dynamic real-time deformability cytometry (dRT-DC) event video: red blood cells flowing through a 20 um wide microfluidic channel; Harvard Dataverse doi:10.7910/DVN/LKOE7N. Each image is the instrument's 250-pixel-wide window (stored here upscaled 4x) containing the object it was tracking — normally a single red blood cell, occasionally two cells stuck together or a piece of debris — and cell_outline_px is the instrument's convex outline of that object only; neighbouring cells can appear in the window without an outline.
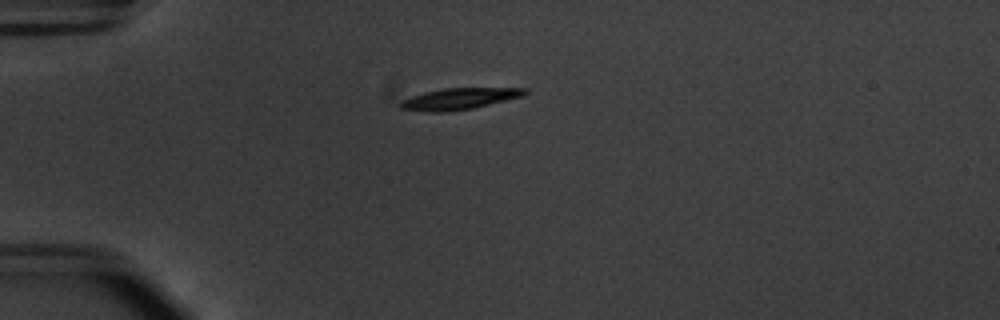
{"species": "common noctule bat (a hibernating species)", "species_latin": "Nyctalus noctula", "temperature_condition": "warm", "stored_images_in_passage": 44, "camera_frame_rate_fps": 3000, "um_per_image_px": 0.085, "animal": {"sex": "male", "body_mass_g": 20.1, "forearm_length_mm": 53.5}, "frame": {"image": 1, "passage_image": 5, "time_ms": 1.333, "image_size_px": [1000, 320], "cell_outline_px": [[528, 92], [524, 96], [472, 108], [448, 112], [432, 112], [400, 108], [400, 100], [424, 92], [444, 88], [528, 88]], "centroid_in_image_um": [39.05, 8.39], "position_along_channel_um": 45.9, "area_um2": 15.43}}
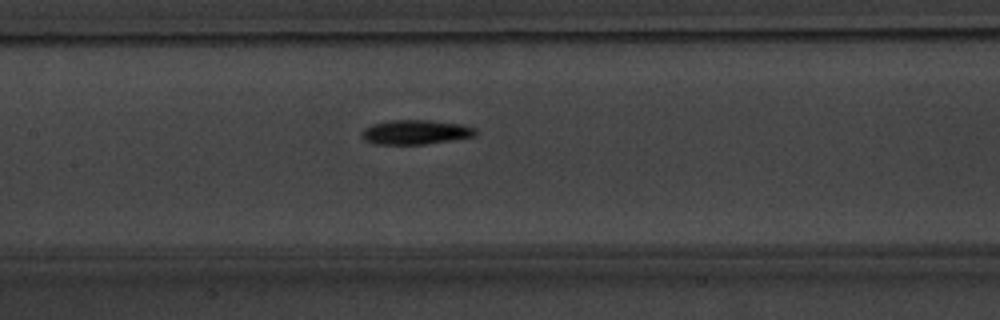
{"frame": {"image": 2, "passage_image": 17, "time_ms": 5.333, "image_size_px": [1000, 320], "cell_outline_px": [[476, 136], [452, 140], [424, 144], [372, 144], [364, 140], [360, 136], [360, 132], [364, 128], [372, 124], [388, 120], [432, 120], [464, 124], [476, 128]], "centroid_in_image_um": [35.3, 11.22], "position_along_channel_um": 172.1, "area_um2": 16.53}}
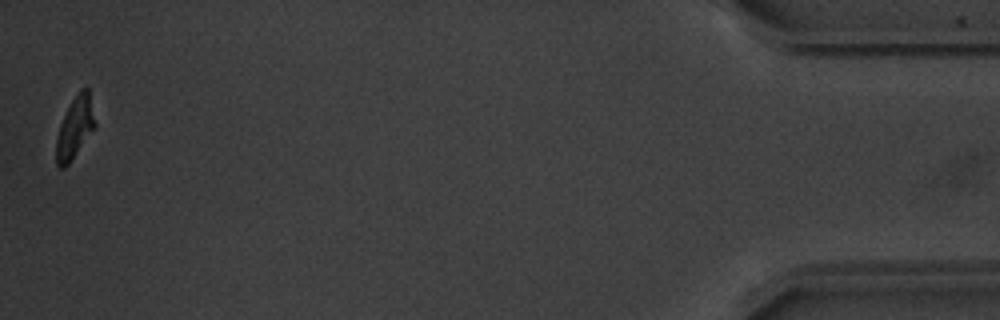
{"frame": {"image": 3, "passage_image": 44, "time_ms": 14.333, "image_size_px": [1000, 320], "cell_outline_px": [[96, 128], [68, 164], [64, 168], [60, 168], [56, 164], [56, 140], [60, 124], [72, 100], [80, 88], [88, 88], [96, 124]], "centroid_in_image_um": [6.38, 10.87], "position_along_channel_um": 428.8, "area_um2": 13.81}, "authors_computed_cell_mechanics": {"area_um2": 15.7216, "velocity_mm_per_s": 3.7827, "shape_relaxation_time_tau1_ms": 2.9583, "shape_relaxation_time_tau2_ms": 9.5265, "deformation_change_tau1": 0.1474, "deformation_change_tau2": 0.1689}}